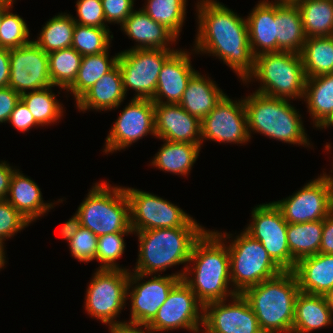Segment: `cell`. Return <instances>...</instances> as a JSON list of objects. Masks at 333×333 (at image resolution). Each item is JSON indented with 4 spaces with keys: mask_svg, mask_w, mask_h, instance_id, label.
I'll return each mask as SVG.
<instances>
[{
    "mask_svg": "<svg viewBox=\"0 0 333 333\" xmlns=\"http://www.w3.org/2000/svg\"><path fill=\"white\" fill-rule=\"evenodd\" d=\"M184 274L183 269L165 276L159 274L152 276L130 271L127 287V300L129 299L131 302L129 322L148 325ZM148 276H152L151 279L144 280Z\"/></svg>",
    "mask_w": 333,
    "mask_h": 333,
    "instance_id": "13",
    "label": "cell"
},
{
    "mask_svg": "<svg viewBox=\"0 0 333 333\" xmlns=\"http://www.w3.org/2000/svg\"><path fill=\"white\" fill-rule=\"evenodd\" d=\"M109 333H153L146 324L122 321L109 324Z\"/></svg>",
    "mask_w": 333,
    "mask_h": 333,
    "instance_id": "50",
    "label": "cell"
},
{
    "mask_svg": "<svg viewBox=\"0 0 333 333\" xmlns=\"http://www.w3.org/2000/svg\"><path fill=\"white\" fill-rule=\"evenodd\" d=\"M126 93L123 87L122 74L117 64L111 71L103 75L75 103L79 111L115 110L124 102Z\"/></svg>",
    "mask_w": 333,
    "mask_h": 333,
    "instance_id": "23",
    "label": "cell"
},
{
    "mask_svg": "<svg viewBox=\"0 0 333 333\" xmlns=\"http://www.w3.org/2000/svg\"><path fill=\"white\" fill-rule=\"evenodd\" d=\"M296 6L307 38L333 36V0H301Z\"/></svg>",
    "mask_w": 333,
    "mask_h": 333,
    "instance_id": "33",
    "label": "cell"
},
{
    "mask_svg": "<svg viewBox=\"0 0 333 333\" xmlns=\"http://www.w3.org/2000/svg\"><path fill=\"white\" fill-rule=\"evenodd\" d=\"M276 40L279 51L301 53L307 39L296 4L275 2Z\"/></svg>",
    "mask_w": 333,
    "mask_h": 333,
    "instance_id": "30",
    "label": "cell"
},
{
    "mask_svg": "<svg viewBox=\"0 0 333 333\" xmlns=\"http://www.w3.org/2000/svg\"><path fill=\"white\" fill-rule=\"evenodd\" d=\"M197 4L198 31L191 52L218 57L244 82L253 72L255 60L246 18L217 0H199Z\"/></svg>",
    "mask_w": 333,
    "mask_h": 333,
    "instance_id": "1",
    "label": "cell"
},
{
    "mask_svg": "<svg viewBox=\"0 0 333 333\" xmlns=\"http://www.w3.org/2000/svg\"><path fill=\"white\" fill-rule=\"evenodd\" d=\"M273 202L287 223L324 220L333 211L329 184L323 174L289 197Z\"/></svg>",
    "mask_w": 333,
    "mask_h": 333,
    "instance_id": "17",
    "label": "cell"
},
{
    "mask_svg": "<svg viewBox=\"0 0 333 333\" xmlns=\"http://www.w3.org/2000/svg\"><path fill=\"white\" fill-rule=\"evenodd\" d=\"M10 7L4 14L0 25V47L18 48L29 43L30 31L24 19L11 12Z\"/></svg>",
    "mask_w": 333,
    "mask_h": 333,
    "instance_id": "42",
    "label": "cell"
},
{
    "mask_svg": "<svg viewBox=\"0 0 333 333\" xmlns=\"http://www.w3.org/2000/svg\"><path fill=\"white\" fill-rule=\"evenodd\" d=\"M301 0H274V2L281 3V4H296Z\"/></svg>",
    "mask_w": 333,
    "mask_h": 333,
    "instance_id": "58",
    "label": "cell"
},
{
    "mask_svg": "<svg viewBox=\"0 0 333 333\" xmlns=\"http://www.w3.org/2000/svg\"><path fill=\"white\" fill-rule=\"evenodd\" d=\"M10 49L0 47V88L9 87Z\"/></svg>",
    "mask_w": 333,
    "mask_h": 333,
    "instance_id": "52",
    "label": "cell"
},
{
    "mask_svg": "<svg viewBox=\"0 0 333 333\" xmlns=\"http://www.w3.org/2000/svg\"><path fill=\"white\" fill-rule=\"evenodd\" d=\"M186 3L187 0H147L141 10L178 38L186 20Z\"/></svg>",
    "mask_w": 333,
    "mask_h": 333,
    "instance_id": "39",
    "label": "cell"
},
{
    "mask_svg": "<svg viewBox=\"0 0 333 333\" xmlns=\"http://www.w3.org/2000/svg\"><path fill=\"white\" fill-rule=\"evenodd\" d=\"M77 17H73L75 23L94 26L99 28H108L104 16L101 0H77Z\"/></svg>",
    "mask_w": 333,
    "mask_h": 333,
    "instance_id": "45",
    "label": "cell"
},
{
    "mask_svg": "<svg viewBox=\"0 0 333 333\" xmlns=\"http://www.w3.org/2000/svg\"><path fill=\"white\" fill-rule=\"evenodd\" d=\"M293 273L301 292L326 296L333 288V254L304 257L296 262Z\"/></svg>",
    "mask_w": 333,
    "mask_h": 333,
    "instance_id": "24",
    "label": "cell"
},
{
    "mask_svg": "<svg viewBox=\"0 0 333 333\" xmlns=\"http://www.w3.org/2000/svg\"><path fill=\"white\" fill-rule=\"evenodd\" d=\"M331 324L333 315L326 296L300 291L295 299L292 333H311Z\"/></svg>",
    "mask_w": 333,
    "mask_h": 333,
    "instance_id": "27",
    "label": "cell"
},
{
    "mask_svg": "<svg viewBox=\"0 0 333 333\" xmlns=\"http://www.w3.org/2000/svg\"><path fill=\"white\" fill-rule=\"evenodd\" d=\"M130 271L125 269H98L86 289L84 309L88 315L109 325L117 321L127 300Z\"/></svg>",
    "mask_w": 333,
    "mask_h": 333,
    "instance_id": "10",
    "label": "cell"
},
{
    "mask_svg": "<svg viewBox=\"0 0 333 333\" xmlns=\"http://www.w3.org/2000/svg\"><path fill=\"white\" fill-rule=\"evenodd\" d=\"M8 122L20 132H28L32 127L40 126L21 99L17 102Z\"/></svg>",
    "mask_w": 333,
    "mask_h": 333,
    "instance_id": "47",
    "label": "cell"
},
{
    "mask_svg": "<svg viewBox=\"0 0 333 333\" xmlns=\"http://www.w3.org/2000/svg\"><path fill=\"white\" fill-rule=\"evenodd\" d=\"M52 87L56 86L21 94L20 99L26 104L40 126L59 123L57 120H61L64 114L63 104L59 103L56 98L57 94L52 92Z\"/></svg>",
    "mask_w": 333,
    "mask_h": 333,
    "instance_id": "37",
    "label": "cell"
},
{
    "mask_svg": "<svg viewBox=\"0 0 333 333\" xmlns=\"http://www.w3.org/2000/svg\"><path fill=\"white\" fill-rule=\"evenodd\" d=\"M75 25L71 14L59 13L45 23L39 34L40 36L33 41L47 54L70 48L73 42Z\"/></svg>",
    "mask_w": 333,
    "mask_h": 333,
    "instance_id": "36",
    "label": "cell"
},
{
    "mask_svg": "<svg viewBox=\"0 0 333 333\" xmlns=\"http://www.w3.org/2000/svg\"><path fill=\"white\" fill-rule=\"evenodd\" d=\"M191 52L176 50L163 64L152 101L179 104L191 77L197 72L191 65Z\"/></svg>",
    "mask_w": 333,
    "mask_h": 333,
    "instance_id": "21",
    "label": "cell"
},
{
    "mask_svg": "<svg viewBox=\"0 0 333 333\" xmlns=\"http://www.w3.org/2000/svg\"><path fill=\"white\" fill-rule=\"evenodd\" d=\"M203 306L201 333H263L247 299L240 293Z\"/></svg>",
    "mask_w": 333,
    "mask_h": 333,
    "instance_id": "18",
    "label": "cell"
},
{
    "mask_svg": "<svg viewBox=\"0 0 333 333\" xmlns=\"http://www.w3.org/2000/svg\"><path fill=\"white\" fill-rule=\"evenodd\" d=\"M248 35L254 57L263 53L278 52L276 40L275 2L262 0L246 18Z\"/></svg>",
    "mask_w": 333,
    "mask_h": 333,
    "instance_id": "26",
    "label": "cell"
},
{
    "mask_svg": "<svg viewBox=\"0 0 333 333\" xmlns=\"http://www.w3.org/2000/svg\"><path fill=\"white\" fill-rule=\"evenodd\" d=\"M204 140L237 145L250 140L243 98L237 101L223 96L201 120V144Z\"/></svg>",
    "mask_w": 333,
    "mask_h": 333,
    "instance_id": "16",
    "label": "cell"
},
{
    "mask_svg": "<svg viewBox=\"0 0 333 333\" xmlns=\"http://www.w3.org/2000/svg\"><path fill=\"white\" fill-rule=\"evenodd\" d=\"M333 126V117L321 128V129H326Z\"/></svg>",
    "mask_w": 333,
    "mask_h": 333,
    "instance_id": "59",
    "label": "cell"
},
{
    "mask_svg": "<svg viewBox=\"0 0 333 333\" xmlns=\"http://www.w3.org/2000/svg\"><path fill=\"white\" fill-rule=\"evenodd\" d=\"M203 325V305L195 293L181 279L170 291L167 300L159 308L154 319L147 325L152 332H168L186 329L200 333Z\"/></svg>",
    "mask_w": 333,
    "mask_h": 333,
    "instance_id": "14",
    "label": "cell"
},
{
    "mask_svg": "<svg viewBox=\"0 0 333 333\" xmlns=\"http://www.w3.org/2000/svg\"><path fill=\"white\" fill-rule=\"evenodd\" d=\"M110 33V28H99L76 23L71 47L82 56L102 53L111 47L113 35H110Z\"/></svg>",
    "mask_w": 333,
    "mask_h": 333,
    "instance_id": "40",
    "label": "cell"
},
{
    "mask_svg": "<svg viewBox=\"0 0 333 333\" xmlns=\"http://www.w3.org/2000/svg\"><path fill=\"white\" fill-rule=\"evenodd\" d=\"M30 222L22 216L7 200H0V241L14 237L16 233L27 226Z\"/></svg>",
    "mask_w": 333,
    "mask_h": 333,
    "instance_id": "44",
    "label": "cell"
},
{
    "mask_svg": "<svg viewBox=\"0 0 333 333\" xmlns=\"http://www.w3.org/2000/svg\"><path fill=\"white\" fill-rule=\"evenodd\" d=\"M135 0H101L106 23L120 26L134 10Z\"/></svg>",
    "mask_w": 333,
    "mask_h": 333,
    "instance_id": "46",
    "label": "cell"
},
{
    "mask_svg": "<svg viewBox=\"0 0 333 333\" xmlns=\"http://www.w3.org/2000/svg\"><path fill=\"white\" fill-rule=\"evenodd\" d=\"M215 82L197 71L188 81L179 105L201 121L226 94Z\"/></svg>",
    "mask_w": 333,
    "mask_h": 333,
    "instance_id": "28",
    "label": "cell"
},
{
    "mask_svg": "<svg viewBox=\"0 0 333 333\" xmlns=\"http://www.w3.org/2000/svg\"><path fill=\"white\" fill-rule=\"evenodd\" d=\"M323 220L288 223L287 242L292 258L298 260L319 253L322 240Z\"/></svg>",
    "mask_w": 333,
    "mask_h": 333,
    "instance_id": "34",
    "label": "cell"
},
{
    "mask_svg": "<svg viewBox=\"0 0 333 333\" xmlns=\"http://www.w3.org/2000/svg\"><path fill=\"white\" fill-rule=\"evenodd\" d=\"M148 134L156 138L154 102L132 98L109 130L103 152L124 150Z\"/></svg>",
    "mask_w": 333,
    "mask_h": 333,
    "instance_id": "15",
    "label": "cell"
},
{
    "mask_svg": "<svg viewBox=\"0 0 333 333\" xmlns=\"http://www.w3.org/2000/svg\"><path fill=\"white\" fill-rule=\"evenodd\" d=\"M227 243L213 230H206L193 245L190 265L183 267L185 274L182 280L203 306L237 294L229 288L232 284Z\"/></svg>",
    "mask_w": 333,
    "mask_h": 333,
    "instance_id": "2",
    "label": "cell"
},
{
    "mask_svg": "<svg viewBox=\"0 0 333 333\" xmlns=\"http://www.w3.org/2000/svg\"><path fill=\"white\" fill-rule=\"evenodd\" d=\"M300 292L293 271L247 288L242 295L249 302L263 333H292L295 299Z\"/></svg>",
    "mask_w": 333,
    "mask_h": 333,
    "instance_id": "4",
    "label": "cell"
},
{
    "mask_svg": "<svg viewBox=\"0 0 333 333\" xmlns=\"http://www.w3.org/2000/svg\"><path fill=\"white\" fill-rule=\"evenodd\" d=\"M81 225L97 237L117 232H133L130 226L129 201L123 186L109 182L95 183L78 206Z\"/></svg>",
    "mask_w": 333,
    "mask_h": 333,
    "instance_id": "7",
    "label": "cell"
},
{
    "mask_svg": "<svg viewBox=\"0 0 333 333\" xmlns=\"http://www.w3.org/2000/svg\"><path fill=\"white\" fill-rule=\"evenodd\" d=\"M134 232H117L98 237V245L96 251V261L101 265L98 269H125L120 267L116 260L125 252L124 236L133 234Z\"/></svg>",
    "mask_w": 333,
    "mask_h": 333,
    "instance_id": "41",
    "label": "cell"
},
{
    "mask_svg": "<svg viewBox=\"0 0 333 333\" xmlns=\"http://www.w3.org/2000/svg\"><path fill=\"white\" fill-rule=\"evenodd\" d=\"M156 138L201 144V121L179 104L154 103Z\"/></svg>",
    "mask_w": 333,
    "mask_h": 333,
    "instance_id": "20",
    "label": "cell"
},
{
    "mask_svg": "<svg viewBox=\"0 0 333 333\" xmlns=\"http://www.w3.org/2000/svg\"><path fill=\"white\" fill-rule=\"evenodd\" d=\"M68 243L71 255L79 262L96 260L98 237L89 229L81 227Z\"/></svg>",
    "mask_w": 333,
    "mask_h": 333,
    "instance_id": "43",
    "label": "cell"
},
{
    "mask_svg": "<svg viewBox=\"0 0 333 333\" xmlns=\"http://www.w3.org/2000/svg\"><path fill=\"white\" fill-rule=\"evenodd\" d=\"M15 0H0V25L3 19V14L13 6Z\"/></svg>",
    "mask_w": 333,
    "mask_h": 333,
    "instance_id": "54",
    "label": "cell"
},
{
    "mask_svg": "<svg viewBox=\"0 0 333 333\" xmlns=\"http://www.w3.org/2000/svg\"><path fill=\"white\" fill-rule=\"evenodd\" d=\"M133 232L177 227H202L177 205L139 189L124 186Z\"/></svg>",
    "mask_w": 333,
    "mask_h": 333,
    "instance_id": "9",
    "label": "cell"
},
{
    "mask_svg": "<svg viewBox=\"0 0 333 333\" xmlns=\"http://www.w3.org/2000/svg\"><path fill=\"white\" fill-rule=\"evenodd\" d=\"M300 55L307 78L333 73V36L308 37Z\"/></svg>",
    "mask_w": 333,
    "mask_h": 333,
    "instance_id": "35",
    "label": "cell"
},
{
    "mask_svg": "<svg viewBox=\"0 0 333 333\" xmlns=\"http://www.w3.org/2000/svg\"><path fill=\"white\" fill-rule=\"evenodd\" d=\"M82 227L79 216L75 213L68 221H66L60 229L62 239L69 242L76 232Z\"/></svg>",
    "mask_w": 333,
    "mask_h": 333,
    "instance_id": "53",
    "label": "cell"
},
{
    "mask_svg": "<svg viewBox=\"0 0 333 333\" xmlns=\"http://www.w3.org/2000/svg\"><path fill=\"white\" fill-rule=\"evenodd\" d=\"M82 58L83 56L72 47L48 53L52 85L66 91L77 77Z\"/></svg>",
    "mask_w": 333,
    "mask_h": 333,
    "instance_id": "38",
    "label": "cell"
},
{
    "mask_svg": "<svg viewBox=\"0 0 333 333\" xmlns=\"http://www.w3.org/2000/svg\"><path fill=\"white\" fill-rule=\"evenodd\" d=\"M163 142L164 144L155 154L150 165L160 169V171H165V173L188 176L199 156L202 144L166 140Z\"/></svg>",
    "mask_w": 333,
    "mask_h": 333,
    "instance_id": "31",
    "label": "cell"
},
{
    "mask_svg": "<svg viewBox=\"0 0 333 333\" xmlns=\"http://www.w3.org/2000/svg\"><path fill=\"white\" fill-rule=\"evenodd\" d=\"M6 200L30 223L48 213L55 203H45L37 183L16 169L11 177Z\"/></svg>",
    "mask_w": 333,
    "mask_h": 333,
    "instance_id": "25",
    "label": "cell"
},
{
    "mask_svg": "<svg viewBox=\"0 0 333 333\" xmlns=\"http://www.w3.org/2000/svg\"><path fill=\"white\" fill-rule=\"evenodd\" d=\"M4 243L0 241V270L4 267L6 264V256H5V251H4Z\"/></svg>",
    "mask_w": 333,
    "mask_h": 333,
    "instance_id": "55",
    "label": "cell"
},
{
    "mask_svg": "<svg viewBox=\"0 0 333 333\" xmlns=\"http://www.w3.org/2000/svg\"><path fill=\"white\" fill-rule=\"evenodd\" d=\"M323 176L328 181L329 188H330V194H331V200H332V206H333V175L332 174H326V172H324Z\"/></svg>",
    "mask_w": 333,
    "mask_h": 333,
    "instance_id": "56",
    "label": "cell"
},
{
    "mask_svg": "<svg viewBox=\"0 0 333 333\" xmlns=\"http://www.w3.org/2000/svg\"><path fill=\"white\" fill-rule=\"evenodd\" d=\"M251 215V222L243 230L263 245L272 260L283 271H293L296 261L289 251L288 223L284 220L281 210L274 202H269L255 206Z\"/></svg>",
    "mask_w": 333,
    "mask_h": 333,
    "instance_id": "11",
    "label": "cell"
},
{
    "mask_svg": "<svg viewBox=\"0 0 333 333\" xmlns=\"http://www.w3.org/2000/svg\"><path fill=\"white\" fill-rule=\"evenodd\" d=\"M326 298L328 300L330 309L332 311V315H333V288L330 290V292L326 295Z\"/></svg>",
    "mask_w": 333,
    "mask_h": 333,
    "instance_id": "57",
    "label": "cell"
},
{
    "mask_svg": "<svg viewBox=\"0 0 333 333\" xmlns=\"http://www.w3.org/2000/svg\"><path fill=\"white\" fill-rule=\"evenodd\" d=\"M176 50L128 49L120 52L118 65L122 74L123 87L133 89L136 99H153L159 73L164 62Z\"/></svg>",
    "mask_w": 333,
    "mask_h": 333,
    "instance_id": "12",
    "label": "cell"
},
{
    "mask_svg": "<svg viewBox=\"0 0 333 333\" xmlns=\"http://www.w3.org/2000/svg\"><path fill=\"white\" fill-rule=\"evenodd\" d=\"M243 102L250 139L254 132L283 143L312 146L301 115L290 100L253 92Z\"/></svg>",
    "mask_w": 333,
    "mask_h": 333,
    "instance_id": "5",
    "label": "cell"
},
{
    "mask_svg": "<svg viewBox=\"0 0 333 333\" xmlns=\"http://www.w3.org/2000/svg\"><path fill=\"white\" fill-rule=\"evenodd\" d=\"M214 232L227 244L230 257L231 284L236 293L242 294L247 288L271 279L283 270L272 260L263 245L245 231L236 235Z\"/></svg>",
    "mask_w": 333,
    "mask_h": 333,
    "instance_id": "8",
    "label": "cell"
},
{
    "mask_svg": "<svg viewBox=\"0 0 333 333\" xmlns=\"http://www.w3.org/2000/svg\"><path fill=\"white\" fill-rule=\"evenodd\" d=\"M20 98L21 95L11 87L0 88V123H8L9 117Z\"/></svg>",
    "mask_w": 333,
    "mask_h": 333,
    "instance_id": "48",
    "label": "cell"
},
{
    "mask_svg": "<svg viewBox=\"0 0 333 333\" xmlns=\"http://www.w3.org/2000/svg\"><path fill=\"white\" fill-rule=\"evenodd\" d=\"M252 79L260 82L255 91L257 93L280 99L303 100L307 77L299 53L279 51L256 56L253 72L243 83L248 84Z\"/></svg>",
    "mask_w": 333,
    "mask_h": 333,
    "instance_id": "6",
    "label": "cell"
},
{
    "mask_svg": "<svg viewBox=\"0 0 333 333\" xmlns=\"http://www.w3.org/2000/svg\"><path fill=\"white\" fill-rule=\"evenodd\" d=\"M120 28L129 39L137 42L130 49L177 50L171 49L170 44L177 42L178 38L164 25L151 19L141 8L133 10Z\"/></svg>",
    "mask_w": 333,
    "mask_h": 333,
    "instance_id": "22",
    "label": "cell"
},
{
    "mask_svg": "<svg viewBox=\"0 0 333 333\" xmlns=\"http://www.w3.org/2000/svg\"><path fill=\"white\" fill-rule=\"evenodd\" d=\"M53 86L49 75L48 54L34 41L10 49L9 87L20 95Z\"/></svg>",
    "mask_w": 333,
    "mask_h": 333,
    "instance_id": "19",
    "label": "cell"
},
{
    "mask_svg": "<svg viewBox=\"0 0 333 333\" xmlns=\"http://www.w3.org/2000/svg\"><path fill=\"white\" fill-rule=\"evenodd\" d=\"M303 99L313 127L321 129L333 117V73L307 78Z\"/></svg>",
    "mask_w": 333,
    "mask_h": 333,
    "instance_id": "29",
    "label": "cell"
},
{
    "mask_svg": "<svg viewBox=\"0 0 333 333\" xmlns=\"http://www.w3.org/2000/svg\"><path fill=\"white\" fill-rule=\"evenodd\" d=\"M206 230L203 226L134 232L139 242L138 259L134 270L130 271L160 275V272L175 265L188 266L193 245Z\"/></svg>",
    "mask_w": 333,
    "mask_h": 333,
    "instance_id": "3",
    "label": "cell"
},
{
    "mask_svg": "<svg viewBox=\"0 0 333 333\" xmlns=\"http://www.w3.org/2000/svg\"><path fill=\"white\" fill-rule=\"evenodd\" d=\"M120 52L109 59V50L82 58L80 68L74 83L66 90L73 94L77 101L89 90L103 75L111 71L118 64Z\"/></svg>",
    "mask_w": 333,
    "mask_h": 333,
    "instance_id": "32",
    "label": "cell"
},
{
    "mask_svg": "<svg viewBox=\"0 0 333 333\" xmlns=\"http://www.w3.org/2000/svg\"><path fill=\"white\" fill-rule=\"evenodd\" d=\"M319 253L333 254V211L323 220Z\"/></svg>",
    "mask_w": 333,
    "mask_h": 333,
    "instance_id": "49",
    "label": "cell"
},
{
    "mask_svg": "<svg viewBox=\"0 0 333 333\" xmlns=\"http://www.w3.org/2000/svg\"><path fill=\"white\" fill-rule=\"evenodd\" d=\"M16 168L10 166L7 161H0V200H6L10 180Z\"/></svg>",
    "mask_w": 333,
    "mask_h": 333,
    "instance_id": "51",
    "label": "cell"
}]
</instances>
